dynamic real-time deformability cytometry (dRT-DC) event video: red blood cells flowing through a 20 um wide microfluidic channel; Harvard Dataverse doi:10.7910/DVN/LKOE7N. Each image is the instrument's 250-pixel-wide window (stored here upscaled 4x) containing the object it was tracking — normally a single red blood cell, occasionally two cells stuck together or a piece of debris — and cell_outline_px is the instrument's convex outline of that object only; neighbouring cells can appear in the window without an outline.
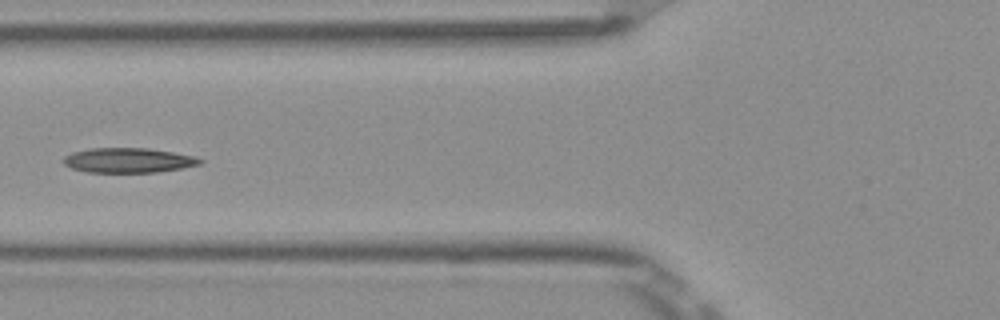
{"species": "Egyptian fruit bat (a non-hibernating species)", "species_latin": "Rousettus aegyptiacus", "temperature_condition": "room temperature", "stored_images_in_passage": 7, "camera_frame_rate_fps": 3000, "um_per_image_px": 0.085, "frame": {"image": 1, "passage_image": 6, "time_ms": 1.667, "image_size_px": [1000, 320], "cell_outline_px": [[204, 160], [200, 164], [180, 168], [156, 172], [88, 172], [72, 168], [64, 164], [64, 156], [72, 152], [88, 148], [148, 148], [196, 156]], "centroid_in_image_um": [10.9, 13.62], "position_along_channel_um": 114.9, "area_um2": 19.65}}
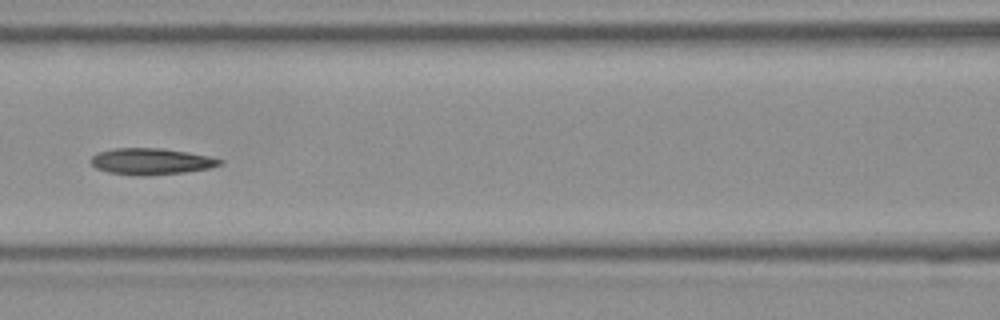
{"frame": {"image": 2, "passage_image": 7, "time_ms": 2.0, "image_size_px": [1000, 320], "cell_outline_px": [[224, 164], [208, 168], [184, 172], [144, 176], [140, 176], [108, 172], [96, 168], [88, 160], [96, 152], [112, 148], [160, 148], [188, 152], [208, 156], [224, 160]], "centroid_in_image_um": [12.81, 13.71], "position_along_channel_um": 153.8, "area_um2": 19.94}}